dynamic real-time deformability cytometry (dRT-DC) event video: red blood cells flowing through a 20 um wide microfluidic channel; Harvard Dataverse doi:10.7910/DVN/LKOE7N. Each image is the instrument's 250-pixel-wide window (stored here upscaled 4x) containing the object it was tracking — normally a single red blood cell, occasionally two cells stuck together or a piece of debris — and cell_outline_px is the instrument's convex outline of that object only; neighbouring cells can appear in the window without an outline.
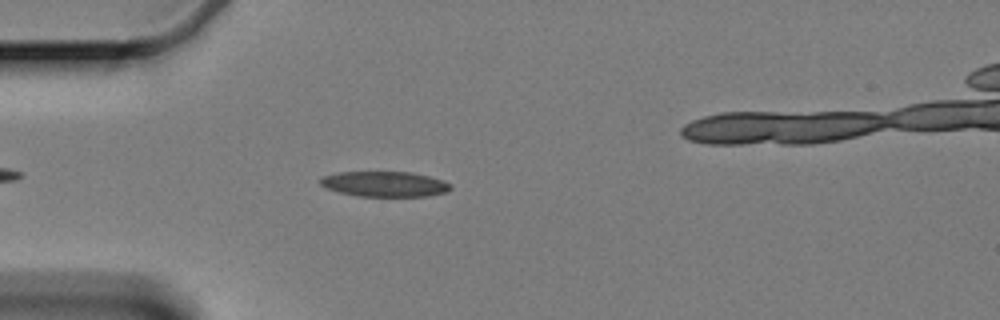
{"species": "Egyptian fruit bat (a non-hibernating species)", "species_latin": "Rousettus aegyptiacus", "temperature_condition": "cold", "stored_images_in_passage": 48, "camera_frame_rate_fps": 3000, "um_per_image_px": 0.085, "animal": {"sex": "female"}, "frame": {"image": 1, "passage_image": 8, "time_ms": 2.333, "image_size_px": [1000, 320], "cell_outline_px": [[452, 188], [444, 192], [424, 196], [360, 196], [340, 192], [328, 188], [320, 184], [320, 176], [340, 172], [412, 172], [444, 180], [452, 184]], "centroid_in_image_um": [32.7, 15.63], "position_along_channel_um": 52.3, "area_um2": 19.07}}
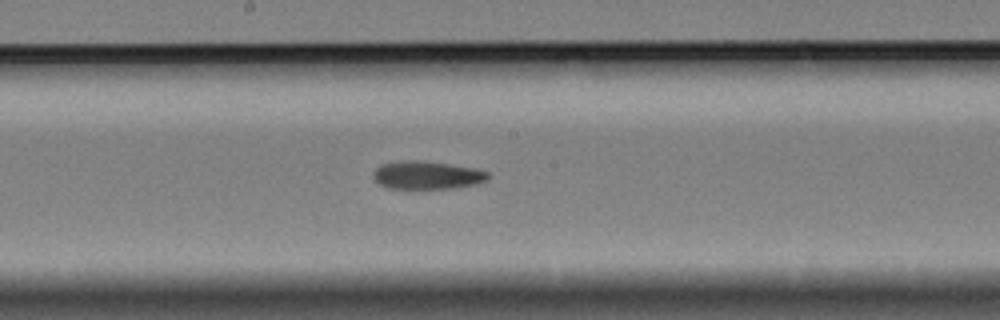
{"frame": {"image": 2, "passage_image": 23, "time_ms": 7.333, "image_size_px": [1000, 320], "cell_outline_px": [[488, 180], [476, 184], [452, 188], [388, 188], [380, 184], [372, 176], [372, 172], [380, 164], [400, 160], [416, 160], [448, 164], [472, 168], [488, 172]], "centroid_in_image_um": [36.25, 14.88], "position_along_channel_um": 212.0, "area_um2": 18.61}}
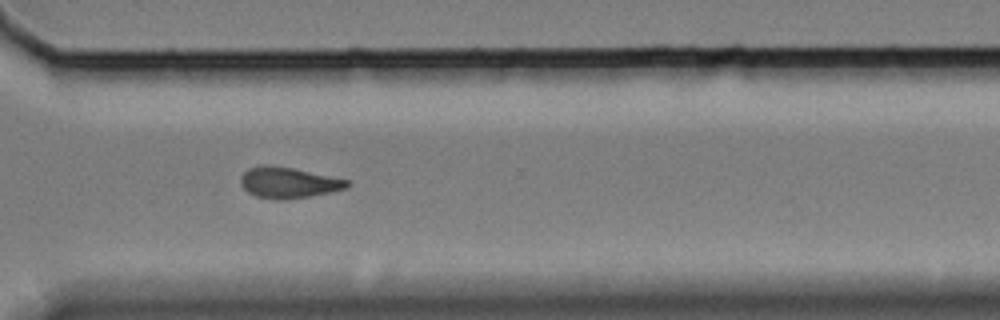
{"frame": {"image": 3, "passage_image": 35, "time_ms": 11.333, "image_size_px": [1000, 320], "cell_outline_px": [[348, 184], [344, 188], [328, 192], [308, 196], [280, 200], [276, 200], [256, 196], [248, 192], [240, 184], [240, 176], [248, 168], [260, 164], [264, 164], [292, 168], [348, 180]], "centroid_in_image_um": [24.41, 15.51], "position_along_channel_um": 346.2, "area_um2": 18.84}, "authors_computed_cell_mechanics": {"area_um2": 19.074, "velocity_mm_per_s": 3.358, "shape_relaxation_time_tau1_ms": null, "shape_relaxation_time_tau2_ms": 5.9315, "deformation_change_tau1": null, "deformation_change_tau2": 0.1281}}